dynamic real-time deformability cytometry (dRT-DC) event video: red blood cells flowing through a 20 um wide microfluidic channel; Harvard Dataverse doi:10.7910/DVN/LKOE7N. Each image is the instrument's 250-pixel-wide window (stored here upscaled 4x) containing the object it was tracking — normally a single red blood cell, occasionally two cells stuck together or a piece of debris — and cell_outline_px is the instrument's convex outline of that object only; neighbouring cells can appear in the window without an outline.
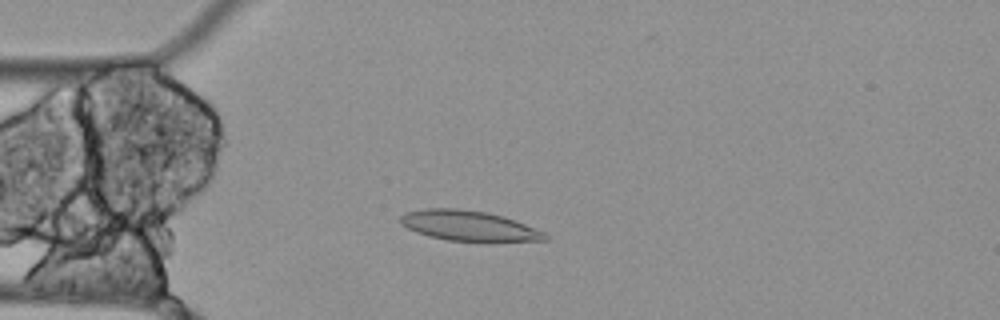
{"species": "Egyptian fruit bat (a non-hibernating species)", "species_latin": "Rousettus aegyptiacus", "temperature_condition": "cold", "stored_images_in_passage": 55, "camera_frame_rate_fps": 3000, "um_per_image_px": 0.085, "animal": {"sex": "female"}, "frame": {"image": 1, "passage_image": 13, "time_ms": 4.0, "image_size_px": [1000, 320], "cell_outline_px": [[548, 240], [484, 244], [480, 244], [448, 240], [428, 236], [416, 232], [400, 224], [400, 216], [408, 212], [424, 208], [456, 208], [488, 212], [504, 216], [516, 220], [548, 232]], "centroid_in_image_um": [39.97, 19.24], "position_along_channel_um": 45.0, "area_um2": 26.76}}
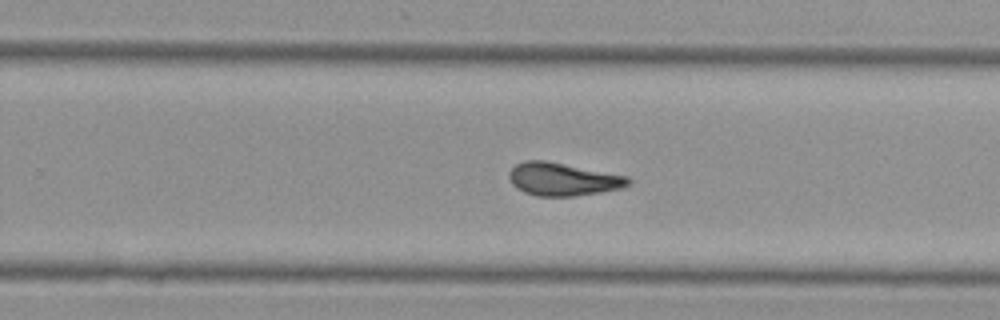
{"frame": {"image": 2, "passage_image": 34, "time_ms": 11.0, "image_size_px": [1000, 320], "cell_outline_px": [[632, 184], [624, 188], [600, 192], [572, 196], [536, 196], [524, 192], [516, 188], [512, 184], [508, 176], [508, 172], [516, 164], [524, 160], [544, 160], [628, 176], [632, 180]], "centroid_in_image_um": [47.85, 15.23], "position_along_channel_um": 281.9, "area_um2": 23.0}}
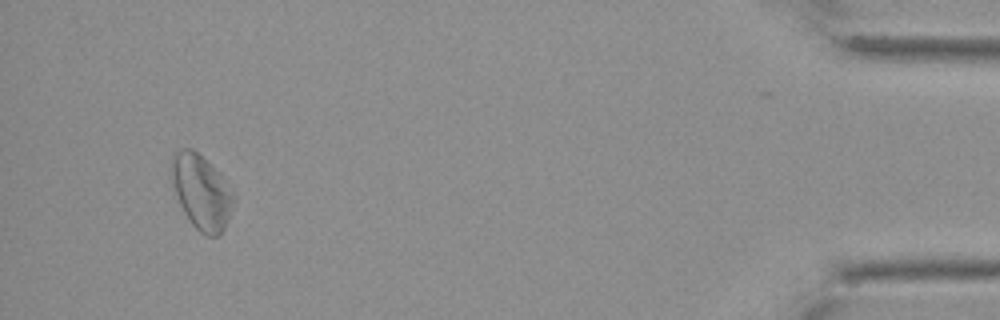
{"frame": {"image": 3, "passage_image": 52, "time_ms": 17.0, "image_size_px": [1000, 320], "cell_outline_px": [[236, 196], [228, 220], [224, 228], [216, 236], [208, 236], [200, 232], [192, 224], [184, 212], [176, 196], [172, 184], [172, 152], [180, 148], [192, 148], [216, 172]], "centroid_in_image_um": [17.09, 16.33], "position_along_channel_um": 418.1, "area_um2": 26.3}, "authors_computed_cell_mechanics": {"area_um2": 23.8136, "velocity_mm_per_s": 3.4698, "shape_relaxation_time_tau1_ms": null, "shape_relaxation_time_tau2_ms": 4.7044, "deformation_change_tau1": null, "deformation_change_tau2": 0.1162}}